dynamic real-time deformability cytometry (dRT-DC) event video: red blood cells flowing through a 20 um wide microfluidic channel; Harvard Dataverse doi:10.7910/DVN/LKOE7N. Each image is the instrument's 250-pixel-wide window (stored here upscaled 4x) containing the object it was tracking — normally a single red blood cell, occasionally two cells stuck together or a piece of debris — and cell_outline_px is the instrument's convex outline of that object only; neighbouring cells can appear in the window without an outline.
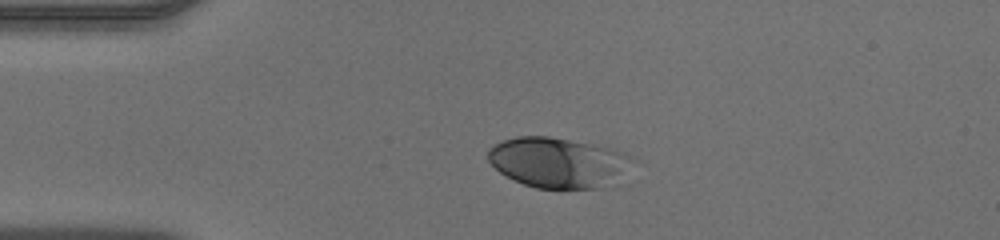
{"species": "human", "species_latin": "Homo sapiens", "temperature_condition": "warm", "stored_images_in_passage": 39, "camera_frame_rate_fps": 3000, "um_per_image_px": 0.085, "donor": {"sex": "male"}, "frame": {"image": 1, "passage_image": 1, "time_ms": 0.0, "image_size_px": [1000, 240], "cell_outline_px": [[632, 160], [596, 188], [536, 188], [524, 184], [500, 172], [488, 160], [488, 152], [496, 144], [504, 140], [516, 136], [548, 136], [592, 144], [612, 148], [628, 156]], "centroid_in_image_um": [47.26, 13.77], "position_along_channel_um": 37.7, "area_um2": 40.23}}
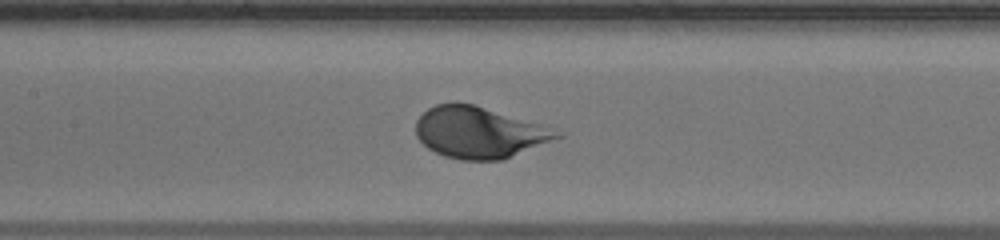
{"frame": {"image": 2, "passage_image": 13, "time_ms": 4.0, "image_size_px": [1000, 240], "cell_outline_px": [[564, 136], [500, 160], [460, 160], [444, 156], [428, 148], [416, 136], [416, 120], [428, 108], [436, 104], [472, 104], [540, 124]], "centroid_in_image_um": [40.67, 11.27], "position_along_channel_um": 166.7, "area_um2": 41.21}}
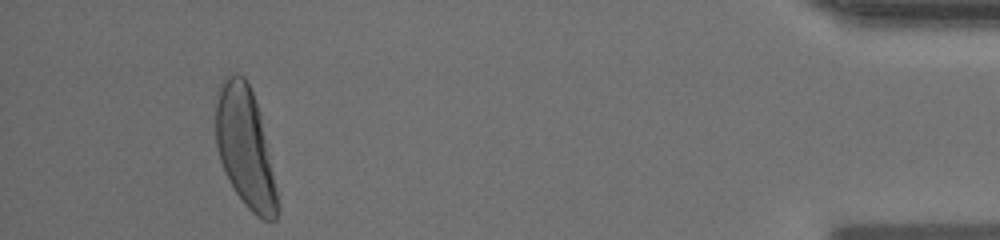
{"frame": {"image": 3, "passage_image": 36, "time_ms": 11.667, "image_size_px": [1000, 240], "cell_outline_px": [[280, 208], [276, 220], [264, 220], [256, 216], [244, 204], [228, 180], [220, 160], [216, 144], [216, 92], [220, 80], [228, 72], [232, 72], [244, 76], [252, 92], [260, 112], [280, 204]], "centroid_in_image_um": [20.83, 12.5], "position_along_channel_um": 414.4, "area_um2": 43.52}}